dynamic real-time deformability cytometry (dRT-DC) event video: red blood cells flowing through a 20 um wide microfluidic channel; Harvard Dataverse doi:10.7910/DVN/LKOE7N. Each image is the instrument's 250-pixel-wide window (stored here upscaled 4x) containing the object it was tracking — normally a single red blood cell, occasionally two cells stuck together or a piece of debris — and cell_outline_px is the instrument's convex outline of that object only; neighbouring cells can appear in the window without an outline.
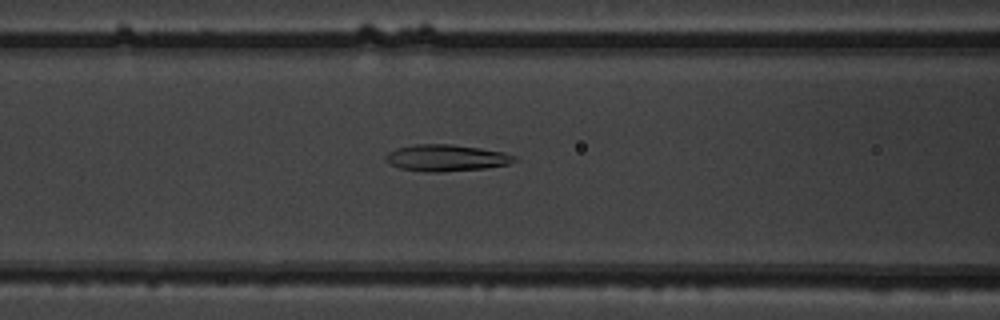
{"species": "common noctule bat (a hibernating species)", "species_latin": "Nyctalus noctula", "temperature_condition": "warm", "stored_images_in_passage": 54, "camera_frame_rate_fps": 3000, "um_per_image_px": 0.085, "animal": {"sex": "male", "body_mass_g": 19.5, "forearm_length_mm": 54.6}, "frame": {"image": 1, "passage_image": 23, "time_ms": 7.333, "image_size_px": [1000, 320], "cell_outline_px": [[516, 160], [508, 164], [484, 168], [440, 172], [428, 172], [400, 168], [384, 160], [384, 156], [388, 152], [396, 148], [412, 144], [452, 144], [480, 148], [504, 152], [516, 156]], "centroid_in_image_um": [37.9, 13.41], "position_along_channel_um": 128.7, "area_um2": 19.94}}
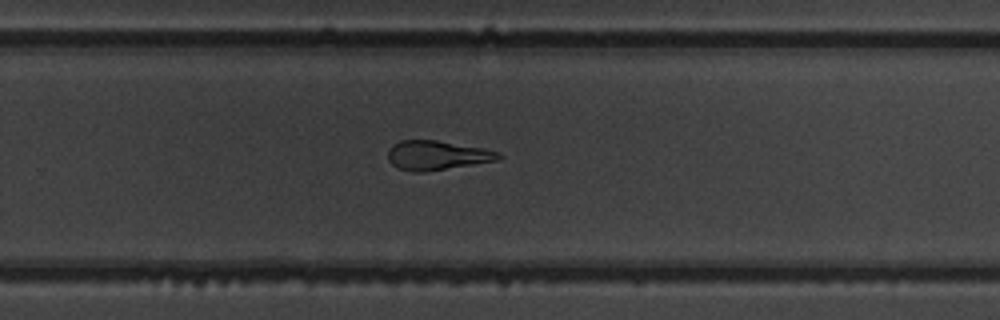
{"frame": {"image": 2, "passage_image": 36, "time_ms": 11.667, "image_size_px": [1000, 320], "cell_outline_px": [[504, 156], [496, 160], [424, 172], [412, 172], [400, 168], [392, 164], [388, 160], [388, 152], [392, 144], [400, 140], [436, 140], [484, 148], [500, 152]], "centroid_in_image_um": [37.13, 13.19], "position_along_channel_um": 292.7, "area_um2": 18.79}}
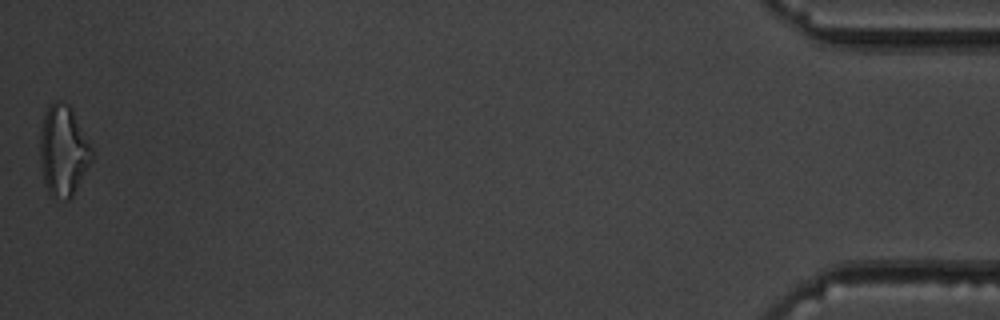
{"frame": {"image": 3, "passage_image": 54, "time_ms": 17.667, "image_size_px": [1000, 320], "cell_outline_px": [[92, 160], [72, 196], [68, 200], [52, 196], [48, 192], [44, 184], [40, 164], [40, 132], [44, 116], [48, 104], [56, 100], [60, 100], [68, 104], [72, 108], [92, 148]], "centroid_in_image_um": [5.36, 12.79], "position_along_channel_um": 429.8, "area_um2": 27.4}, "authors_computed_cell_mechanics": {"area_um2": 20.808, "velocity_mm_per_s": 3.7974, "shape_relaxation_time_tau1_ms": 7.4976, "shape_relaxation_time_tau2_ms": 1.7158, "deformation_change_tau1": 0.2072, "deformation_change_tau2": 0.1044}}